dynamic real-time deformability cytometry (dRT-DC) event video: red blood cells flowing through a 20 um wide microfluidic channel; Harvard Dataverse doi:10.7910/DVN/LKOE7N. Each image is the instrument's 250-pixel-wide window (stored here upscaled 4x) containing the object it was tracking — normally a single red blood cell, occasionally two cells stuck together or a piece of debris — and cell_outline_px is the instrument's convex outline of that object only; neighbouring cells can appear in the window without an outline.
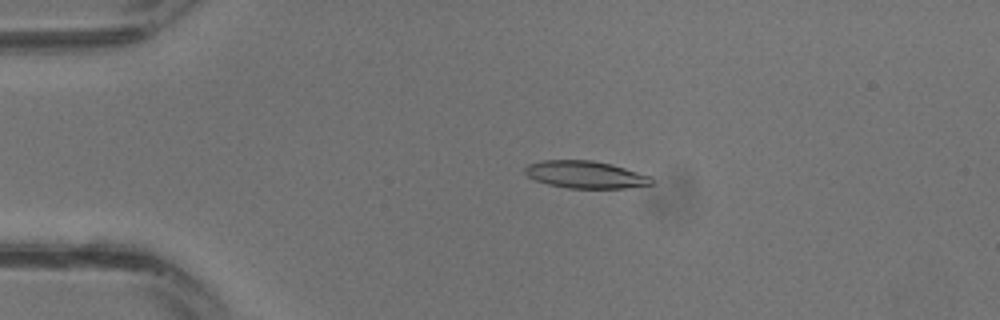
{"species": "common noctule bat (a hibernating species)", "species_latin": "Nyctalus noctula", "temperature_condition": "warm", "stored_images_in_passage": 20, "camera_frame_rate_fps": 3000, "um_per_image_px": 0.085, "animal": {"sex": "male", "body_mass_g": 13.3}, "frame": {"image": 1, "passage_image": 6, "time_ms": 1.667, "image_size_px": [1000, 320], "cell_outline_px": [[652, 184], [628, 188], [568, 188], [548, 184], [536, 180], [528, 176], [524, 172], [524, 168], [528, 164], [544, 160], [592, 160], [612, 164], [652, 176]], "centroid_in_image_um": [49.78, 14.84], "position_along_channel_um": 35.2, "area_um2": 20.17}}
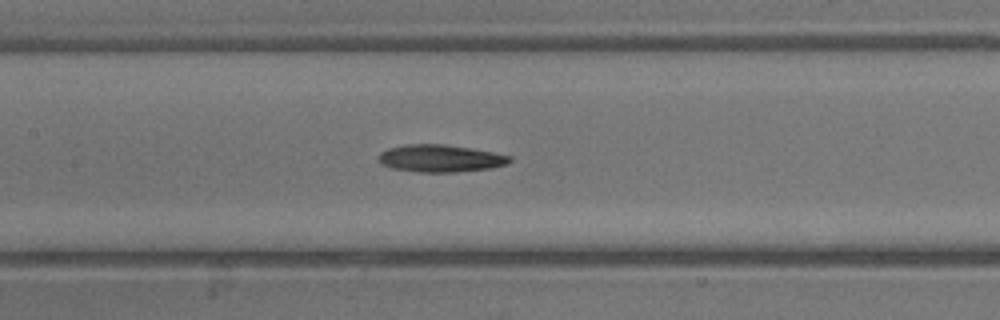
{"frame": {"image": 2, "passage_image": 14, "time_ms": 4.333, "image_size_px": [1000, 320], "cell_outline_px": [[512, 160], [508, 164], [492, 168], [456, 172], [420, 172], [392, 168], [380, 164], [380, 152], [388, 148], [404, 144], [444, 144], [472, 148], [512, 156]], "centroid_in_image_um": [37.46, 13.46], "position_along_channel_um": 169.9, "area_um2": 20.98}}
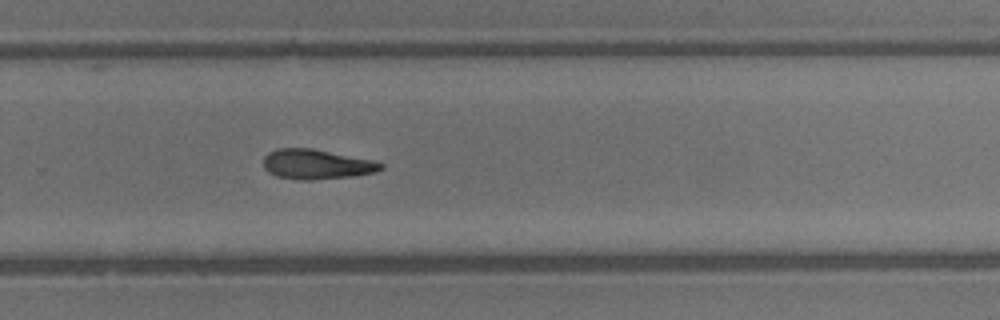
{"frame": {"image": 3, "passage_image": 20, "time_ms": 6.333, "image_size_px": [1000, 320], "cell_outline_px": [[384, 168], [376, 172], [348, 176], [312, 180], [300, 180], [276, 176], [268, 172], [264, 168], [264, 156], [268, 152], [276, 148], [312, 148], [372, 160], [384, 164]], "centroid_in_image_um": [26.87, 13.96], "position_along_channel_um": 302.9, "area_um2": 20.35}}